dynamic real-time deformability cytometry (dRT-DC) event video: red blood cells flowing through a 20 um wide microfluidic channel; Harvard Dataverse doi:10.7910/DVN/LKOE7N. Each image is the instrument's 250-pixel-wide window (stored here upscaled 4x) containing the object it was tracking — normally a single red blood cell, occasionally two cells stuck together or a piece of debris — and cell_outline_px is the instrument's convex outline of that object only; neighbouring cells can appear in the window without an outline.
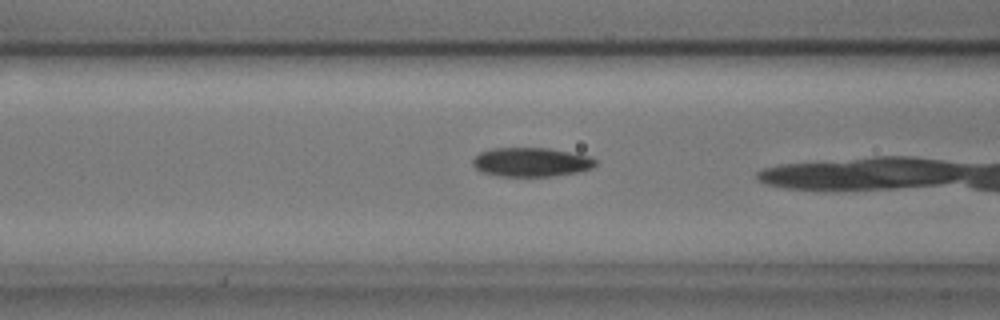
{"species": "common noctule bat (a hibernating species)", "species_latin": "Nyctalus noctula", "temperature_condition": "cold", "stored_images_in_passage": 36, "camera_frame_rate_fps": 3000, "um_per_image_px": 0.085, "animal": {"sex": "male", "body_mass_g": 17.9, "forearm_length_mm": 54.2}, "frame": {"image": 1, "passage_image": 17, "time_ms": 5.333, "image_size_px": [1000, 320], "cell_outline_px": [[596, 164], [592, 168], [580, 172], [552, 176], [500, 176], [480, 172], [472, 164], [472, 160], [480, 152], [492, 148], [548, 148], [588, 156], [596, 160]], "centroid_in_image_um": [45.13, 13.78], "position_along_channel_um": 121.5, "area_um2": 20.75}}
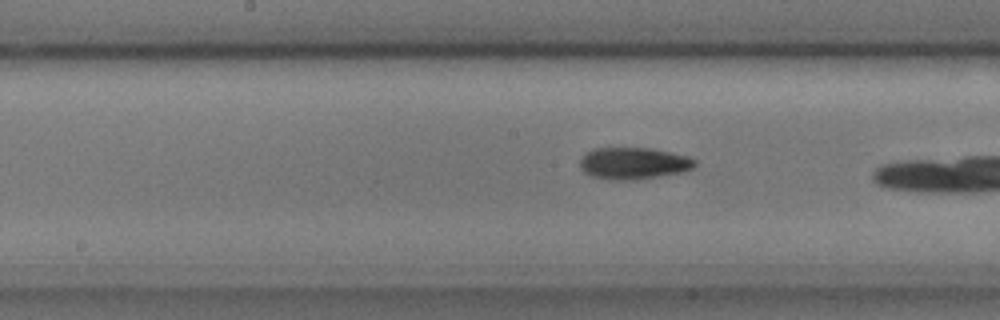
{"frame": {"image": 2, "passage_image": 23, "time_ms": 7.333, "image_size_px": [1000, 320], "cell_outline_px": [[696, 164], [692, 168], [680, 172], [636, 180], [608, 180], [592, 176], [584, 172], [580, 168], [580, 160], [592, 148], [652, 148], [688, 156], [696, 160]], "centroid_in_image_um": [53.83, 13.88], "position_along_channel_um": 194.4, "area_um2": 21.27}}
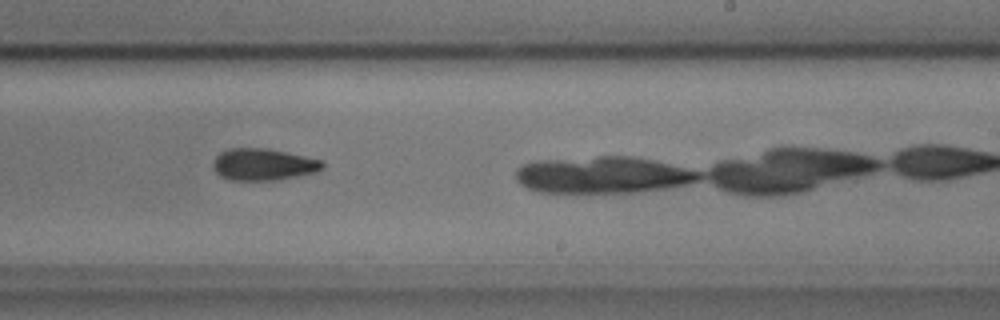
{"frame": {"image": 3, "passage_image": 29, "time_ms": 9.333, "image_size_px": [1000, 320], "cell_outline_px": [[324, 168], [316, 172], [276, 180], [228, 180], [220, 176], [216, 172], [212, 164], [216, 156], [220, 152], [228, 148], [268, 148], [324, 160]], "centroid_in_image_um": [22.38, 13.97], "position_along_channel_um": 266.6, "area_um2": 20.46}}